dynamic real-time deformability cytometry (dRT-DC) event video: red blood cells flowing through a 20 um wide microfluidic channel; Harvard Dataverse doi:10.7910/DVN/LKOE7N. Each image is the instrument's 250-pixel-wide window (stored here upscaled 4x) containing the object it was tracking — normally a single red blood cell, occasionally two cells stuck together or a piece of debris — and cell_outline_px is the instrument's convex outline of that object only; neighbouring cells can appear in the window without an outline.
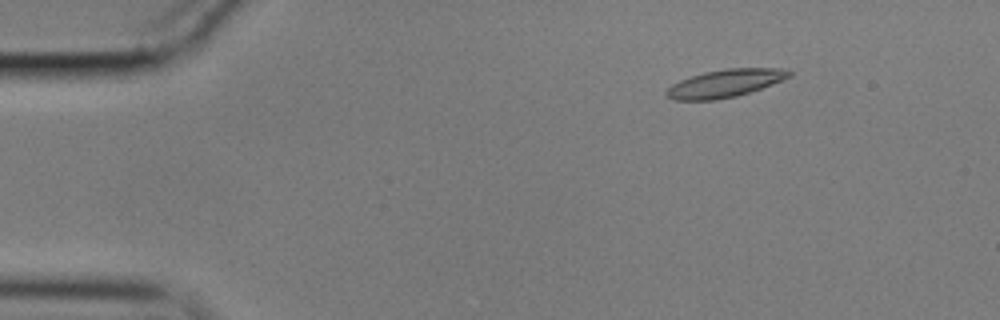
{"species": "common noctule bat (a hibernating species)", "species_latin": "Nyctalus noctula", "temperature_condition": "cold", "stored_images_in_passage": 52, "camera_frame_rate_fps": 3000, "um_per_image_px": 0.085, "animal": {"sex": "male", "body_mass_g": 17.9}, "frame": {"image": 1, "passage_image": 4, "time_ms": 1.0, "image_size_px": [1000, 320], "cell_outline_px": [[792, 76], [772, 84], [736, 96], [716, 100], [672, 100], [664, 96], [664, 92], [672, 84], [680, 80], [704, 72], [724, 68], [780, 68], [792, 72]], "centroid_in_image_um": [61.58, 7.08], "position_along_channel_um": 23.4, "area_um2": 19.88}}
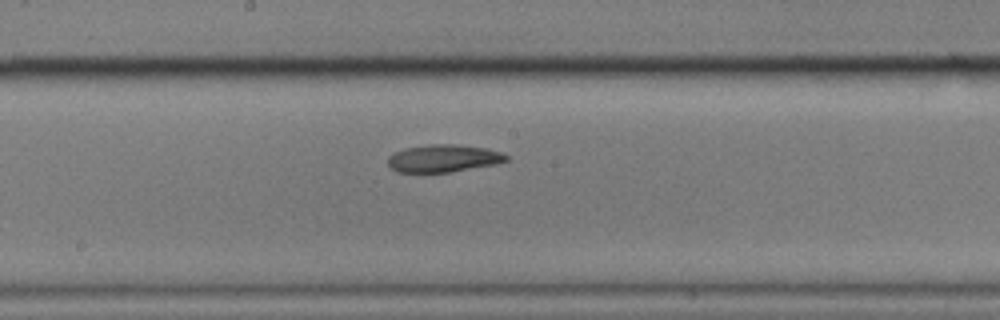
{"frame": {"image": 2, "passage_image": 26, "time_ms": 8.333, "image_size_px": [1000, 320], "cell_outline_px": [[508, 160], [496, 164], [452, 172], [424, 176], [396, 172], [388, 168], [388, 156], [404, 148], [432, 144], [456, 144], [484, 148], [500, 152], [508, 156]], "centroid_in_image_um": [37.59, 13.52], "position_along_channel_um": 210.6, "area_um2": 19.83}}
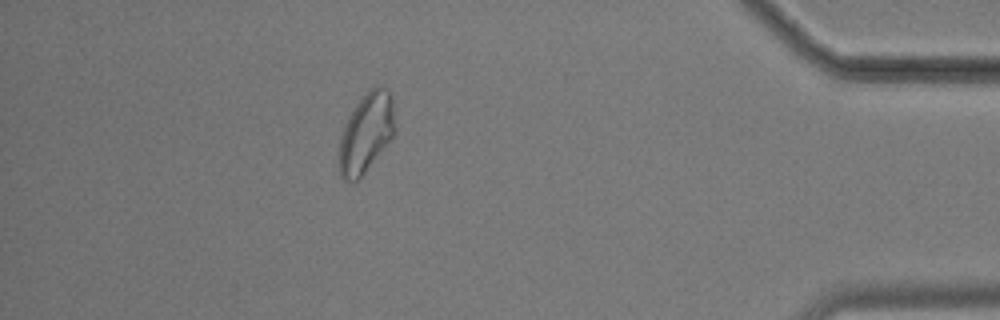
{"frame": {"image": 3, "passage_image": 46, "time_ms": 15.0, "image_size_px": [1000, 320], "cell_outline_px": [[392, 136], [364, 172], [356, 180], [344, 180], [340, 176], [340, 136], [344, 124], [356, 104], [368, 88], [376, 84], [380, 84], [388, 88], [392, 92]], "centroid_in_image_um": [31.1, 11.19], "position_along_channel_um": 404.1, "area_um2": 25.14}, "authors_computed_cell_mechanics": {"area_um2": 19.8832, "velocity_mm_per_s": 3.5631, "shape_relaxation_time_tau1_ms": 4.1484, "shape_relaxation_time_tau2_ms": 6.8845, "deformation_change_tau1": 0.1354, "deformation_change_tau2": 0.1319}}